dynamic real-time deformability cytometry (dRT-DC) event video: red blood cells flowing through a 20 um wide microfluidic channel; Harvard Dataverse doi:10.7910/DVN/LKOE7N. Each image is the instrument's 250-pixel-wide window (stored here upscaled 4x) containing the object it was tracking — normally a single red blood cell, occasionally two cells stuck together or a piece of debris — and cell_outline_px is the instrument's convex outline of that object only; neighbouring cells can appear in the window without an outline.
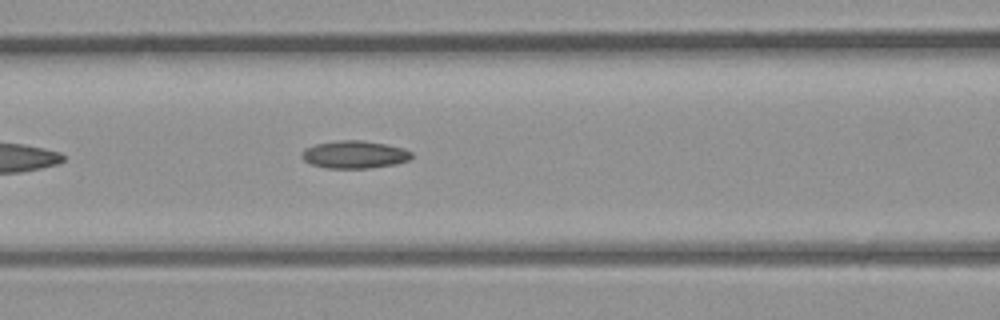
{"species": "common noctule bat (a hibernating species)", "species_latin": "Nyctalus noctula", "temperature_condition": "room temperature", "stored_images_in_passage": 27, "camera_frame_rate_fps": 3000, "um_per_image_px": 0.085, "animal": {"sex": "male", "body_mass_g": 23.1, "forearm_length_mm": 52.7}, "frame": {"image": 1, "passage_image": 5, "time_ms": 1.333, "image_size_px": [1000, 320], "cell_outline_px": [[412, 156], [408, 160], [396, 164], [368, 168], [328, 168], [312, 164], [304, 160], [300, 156], [304, 148], [316, 144], [340, 140], [360, 140], [384, 144], [404, 148], [412, 152]], "centroid_in_image_um": [30.13, 13.13], "position_along_channel_um": 136.5, "area_um2": 17.57}}
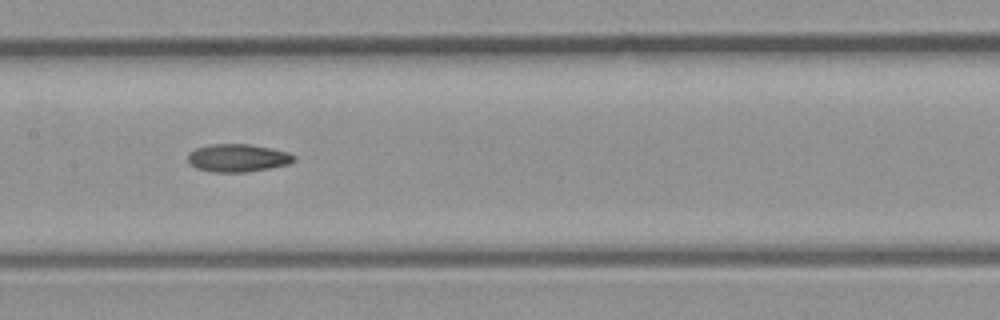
{"frame": {"image": 2, "passage_image": 8, "time_ms": 2.333, "image_size_px": [1000, 320], "cell_outline_px": [[296, 160], [292, 164], [248, 172], [212, 172], [196, 168], [188, 164], [188, 152], [196, 148], [212, 144], [248, 144], [272, 148], [288, 152], [296, 156]], "centroid_in_image_um": [20.23, 13.43], "position_along_channel_um": 187.2, "area_um2": 17.51}}